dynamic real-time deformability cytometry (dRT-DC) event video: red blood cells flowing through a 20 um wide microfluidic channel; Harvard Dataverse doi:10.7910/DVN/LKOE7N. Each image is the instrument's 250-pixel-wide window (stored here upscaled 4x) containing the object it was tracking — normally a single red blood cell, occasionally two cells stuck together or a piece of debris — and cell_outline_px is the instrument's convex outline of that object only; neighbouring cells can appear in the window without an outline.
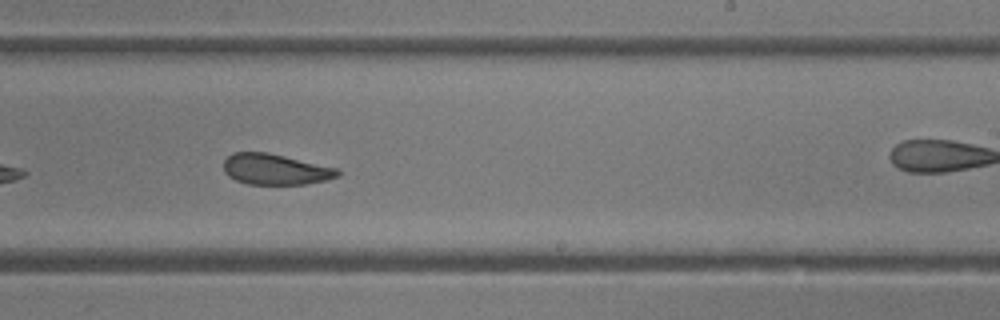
{"species": "common noctule bat (a hibernating species)", "species_latin": "Nyctalus noctula", "temperature_condition": "room temperature", "stored_images_in_passage": 36, "camera_frame_rate_fps": 3000, "um_per_image_px": 0.085, "animal": {"sex": "female"}, "frame": {"image": 1, "passage_image": 16, "time_ms": 5.0, "image_size_px": [1000, 320], "cell_outline_px": [[340, 176], [324, 180], [304, 184], [248, 184], [236, 180], [228, 176], [224, 172], [224, 160], [232, 152], [268, 152], [340, 168]], "centroid_in_image_um": [23.42, 14.38], "position_along_channel_um": 265.6, "area_um2": 20.63}, "authors_computed_cell_mechanics": {"area_um2": 21.8773, "velocity_mm_per_s": 4.2063, "shape_relaxation_time_tau1_ms": 4.098, "shape_relaxation_time_tau2_ms": 1.6846, "deformation_change_tau1": 0.106, "deformation_change_tau2": 0.0701}}